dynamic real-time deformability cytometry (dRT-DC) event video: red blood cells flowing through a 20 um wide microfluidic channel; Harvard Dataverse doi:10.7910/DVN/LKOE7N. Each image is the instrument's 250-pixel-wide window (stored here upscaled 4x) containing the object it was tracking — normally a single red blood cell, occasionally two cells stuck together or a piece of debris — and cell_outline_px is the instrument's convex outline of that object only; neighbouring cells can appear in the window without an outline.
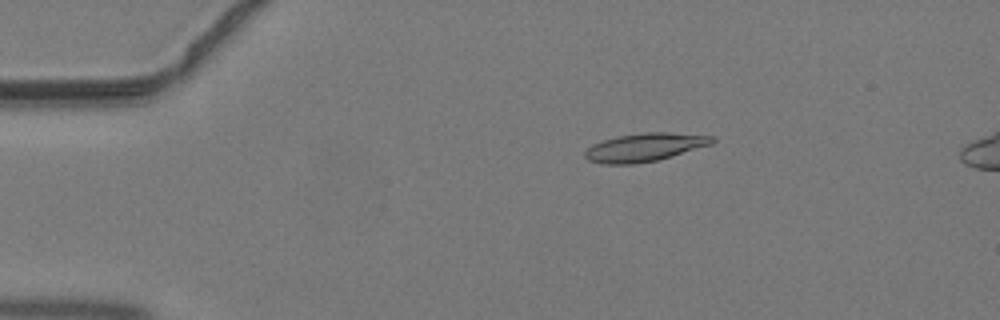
{"species": "common noctule bat (a hibernating species)", "species_latin": "Nyctalus noctula", "temperature_condition": "warm", "stored_images_in_passage": 43, "segment_of_instrument_passage": [1, 2], "camera_frame_rate_fps": 3000, "um_per_image_px": 0.085, "animal": {"sex": "male", "body_mass_g": 19.2, "forearm_length_mm": 51.8}, "frame": {"image": 1, "passage_image": 6, "time_ms": 1.667, "image_size_px": [1000, 320], "cell_outline_px": [[716, 140], [712, 144], [672, 156], [656, 160], [632, 164], [600, 164], [588, 160], [584, 156], [584, 152], [592, 144], [616, 136], [644, 132], [668, 132], [716, 136]], "centroid_in_image_um": [54.8, 12.51], "position_along_channel_um": 30.2, "area_um2": 21.04}}
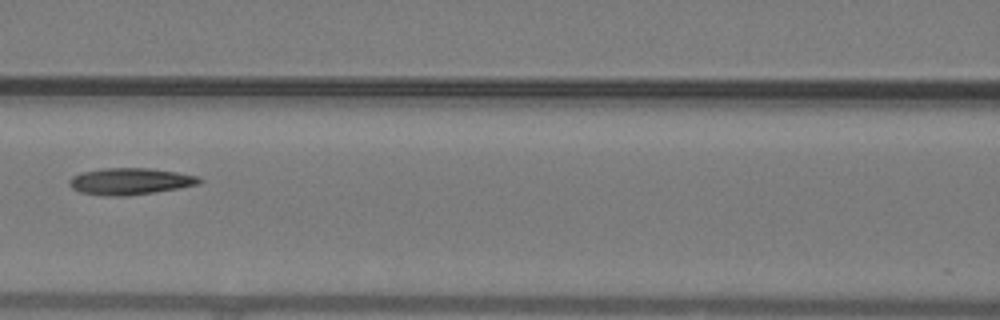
{"frame": {"image": 2, "passage_image": 18, "time_ms": 5.667, "image_size_px": [1000, 320], "cell_outline_px": [[204, 180], [200, 184], [180, 188], [128, 196], [104, 196], [80, 192], [72, 188], [68, 184], [68, 180], [72, 176], [80, 172], [104, 168], [152, 168], [200, 176]], "centroid_in_image_um": [11.07, 15.41], "position_along_channel_um": 155.5, "area_um2": 20.52}}
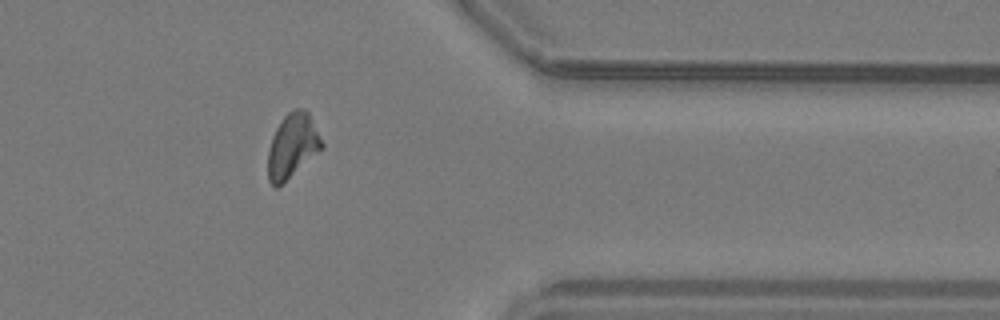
{"frame": {"image": 3, "passage_image": 34, "time_ms": 11.0, "image_size_px": [1000, 320], "cell_outline_px": [[324, 148], [276, 188], [268, 180], [268, 148], [272, 136], [276, 128], [284, 116], [292, 108], [304, 108], [308, 112], [324, 144]], "centroid_in_image_um": [24.85, 12.37], "position_along_channel_um": 386.5, "area_um2": 20.11}}